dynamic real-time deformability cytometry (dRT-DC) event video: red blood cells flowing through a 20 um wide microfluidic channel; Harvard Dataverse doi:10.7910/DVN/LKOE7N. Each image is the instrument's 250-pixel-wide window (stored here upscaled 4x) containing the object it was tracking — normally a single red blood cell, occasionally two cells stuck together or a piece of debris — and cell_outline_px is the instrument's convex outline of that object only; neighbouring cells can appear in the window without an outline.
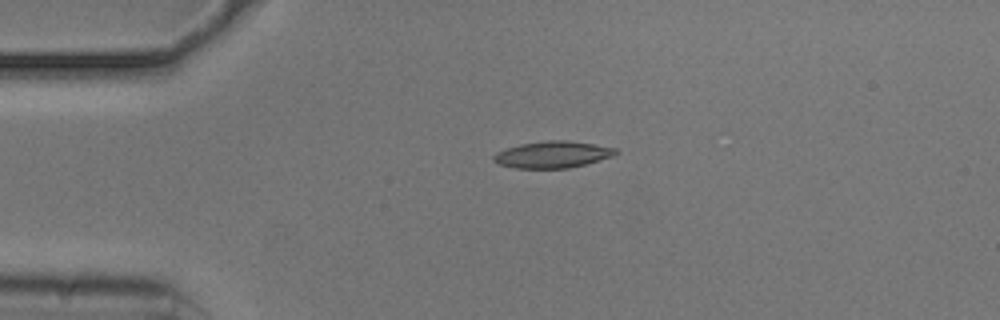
{"species": "common noctule bat (a hibernating species)", "species_latin": "Nyctalus noctula", "temperature_condition": "cold", "stored_images_in_passage": 19, "camera_frame_rate_fps": 3000, "um_per_image_px": 0.085, "animal": {"sex": "male", "body_mass_g": 20.5, "forearm_length_mm": 52.5}, "frame": {"image": 1, "passage_image": 1, "time_ms": 0.0, "image_size_px": [1000, 320], "cell_outline_px": [[620, 152], [612, 156], [584, 164], [568, 168], [516, 168], [500, 164], [492, 160], [492, 156], [496, 152], [520, 144], [548, 140], [568, 140], [616, 148]], "centroid_in_image_um": [46.96, 13.13], "position_along_channel_um": 38.0, "area_um2": 18.79}}
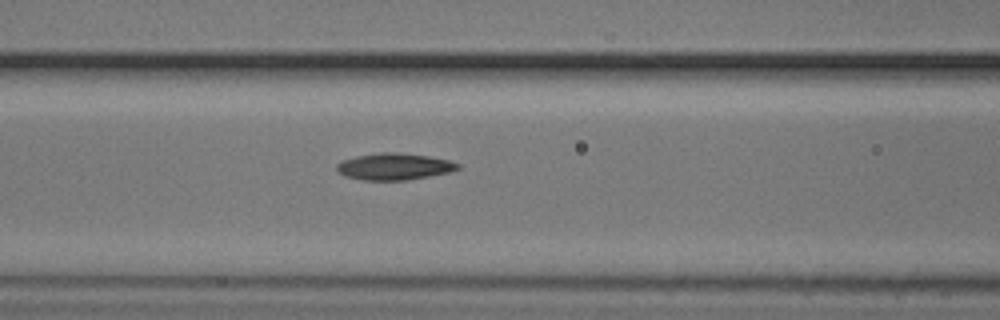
{"frame": {"image": 2, "passage_image": 11, "time_ms": 3.333, "image_size_px": [1000, 320], "cell_outline_px": [[460, 168], [452, 172], [408, 180], [364, 180], [344, 176], [336, 168], [336, 164], [340, 160], [356, 156], [380, 152], [400, 152], [428, 156], [448, 160], [460, 164]], "centroid_in_image_um": [33.51, 14.15], "position_along_channel_um": 133.1, "area_um2": 19.02}}
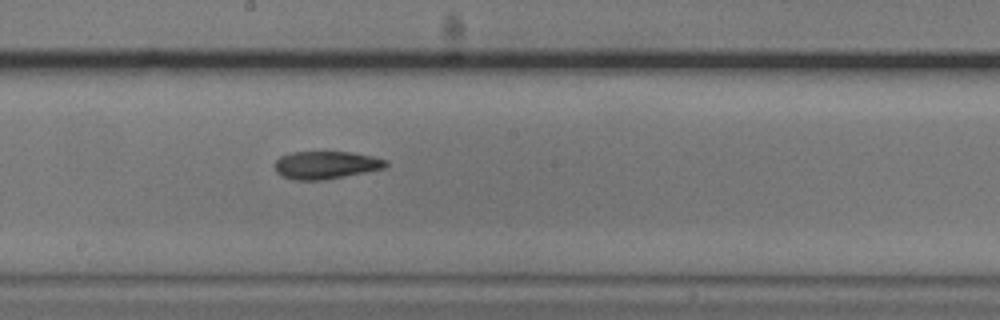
{"frame": {"image": 3, "passage_image": 18, "time_ms": 5.667, "image_size_px": [1000, 320], "cell_outline_px": [[388, 164], [384, 168], [368, 172], [324, 180], [292, 180], [276, 172], [276, 160], [280, 156], [292, 152], [352, 152], [372, 156], [388, 160]], "centroid_in_image_um": [27.74, 14.03], "position_along_channel_um": 220.5, "area_um2": 18.03}}